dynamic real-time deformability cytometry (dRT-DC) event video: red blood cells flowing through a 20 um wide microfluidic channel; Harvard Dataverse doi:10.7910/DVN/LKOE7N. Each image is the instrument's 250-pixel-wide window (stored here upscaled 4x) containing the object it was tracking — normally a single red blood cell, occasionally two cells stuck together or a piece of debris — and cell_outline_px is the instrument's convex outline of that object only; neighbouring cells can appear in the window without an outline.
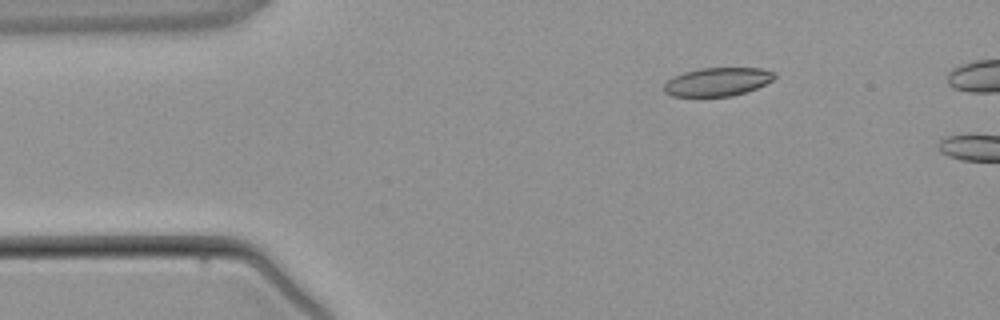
{"species": "common noctule bat (a hibernating species)", "species_latin": "Nyctalus noctula", "temperature_condition": "warm", "stored_images_in_passage": 3, "camera_frame_rate_fps": 3000, "um_per_image_px": 0.085, "animal": {"sex": "male", "body_mass_g": 21.5, "forearm_length_mm": 52.0}, "frame": {"image": 1, "passage_image": 2, "time_ms": 1.333, "image_size_px": [1000, 320], "cell_outline_px": [[776, 76], [772, 80], [756, 88], [732, 96], [672, 96], [664, 92], [664, 84], [668, 80], [684, 72], [700, 68], [764, 68], [776, 72]], "centroid_in_image_um": [61.0, 6.94], "position_along_channel_um": 24.0, "area_um2": 18.21}}